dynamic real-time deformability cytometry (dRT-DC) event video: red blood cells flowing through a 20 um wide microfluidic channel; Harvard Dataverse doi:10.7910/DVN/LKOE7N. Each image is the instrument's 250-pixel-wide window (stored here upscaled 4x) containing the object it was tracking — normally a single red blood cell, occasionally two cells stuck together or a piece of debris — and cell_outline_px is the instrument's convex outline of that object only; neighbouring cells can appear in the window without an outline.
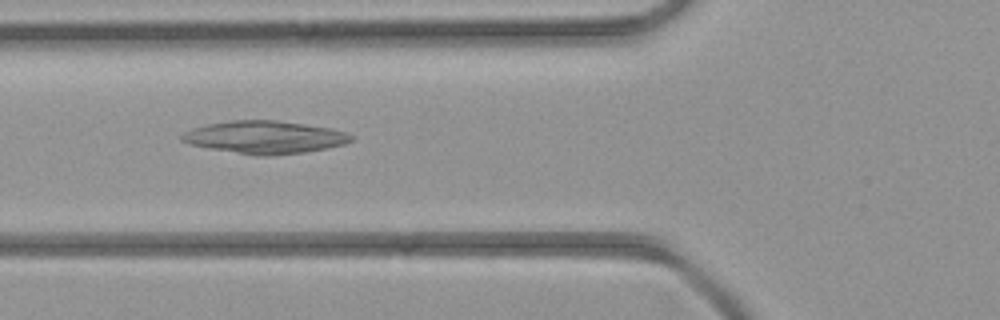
{"species": "common noctule bat (a hibernating species)", "species_latin": "Nyctalus noctula", "temperature_condition": "room temperature", "stored_images_in_passage": 5, "camera_frame_rate_fps": 3000, "um_per_image_px": 0.085, "animal": {"sex": "female", "body_mass_g": 21.9}, "frame": {"image": 1, "passage_image": 5, "time_ms": 4.667, "image_size_px": [1000, 320], "cell_outline_px": [[352, 140], [344, 144], [328, 148], [304, 152], [272, 156], [256, 156], [208, 148], [188, 144], [180, 140], [180, 136], [184, 132], [192, 128], [208, 124], [232, 120], [276, 120], [332, 128], [344, 132], [352, 136]], "centroid_in_image_um": [22.47, 11.67], "position_along_channel_um": 103.3, "area_um2": 32.31}}